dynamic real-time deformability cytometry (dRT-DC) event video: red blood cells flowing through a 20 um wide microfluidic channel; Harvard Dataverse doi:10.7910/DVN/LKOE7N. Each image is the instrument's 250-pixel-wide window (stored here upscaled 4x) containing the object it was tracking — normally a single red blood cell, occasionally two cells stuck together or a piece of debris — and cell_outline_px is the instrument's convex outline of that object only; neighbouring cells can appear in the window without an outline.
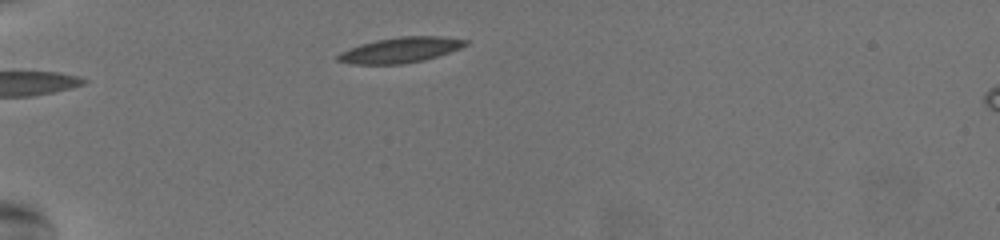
{"species": "common noctule bat (a hibernating species)", "species_latin": "Nyctalus noctula", "temperature_condition": "warm", "stored_images_in_passage": 29, "camera_frame_rate_fps": 3000, "um_per_image_px": 0.085, "animal": {"sex": "female", "body_mass_g": 19.5, "forearm_length_mm": 54.1}, "frame": {"image": 1, "passage_image": 1, "time_ms": 0.0, "image_size_px": [1000, 240], "cell_outline_px": [[468, 44], [460, 48], [424, 60], [400, 64], [352, 64], [336, 60], [336, 56], [340, 52], [360, 44], [376, 40], [400, 36], [440, 36], [468, 40]], "centroid_in_image_um": [34.01, 4.24], "position_along_channel_um": 51.0, "area_um2": 18.79}}
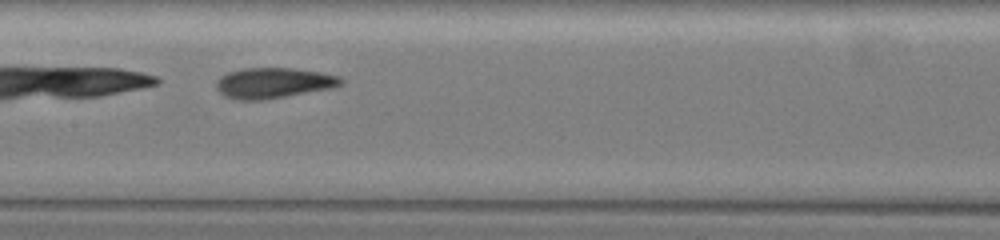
{"frame": {"image": 2, "passage_image": 9, "time_ms": 2.667, "image_size_px": [1000, 240], "cell_outline_px": [[344, 84], [332, 88], [264, 100], [236, 100], [224, 96], [216, 88], [216, 80], [220, 76], [228, 72], [244, 68], [296, 68], [320, 72], [340, 76], [344, 80]], "centroid_in_image_um": [23.25, 7.05], "position_along_channel_um": 184.2, "area_um2": 22.43}}